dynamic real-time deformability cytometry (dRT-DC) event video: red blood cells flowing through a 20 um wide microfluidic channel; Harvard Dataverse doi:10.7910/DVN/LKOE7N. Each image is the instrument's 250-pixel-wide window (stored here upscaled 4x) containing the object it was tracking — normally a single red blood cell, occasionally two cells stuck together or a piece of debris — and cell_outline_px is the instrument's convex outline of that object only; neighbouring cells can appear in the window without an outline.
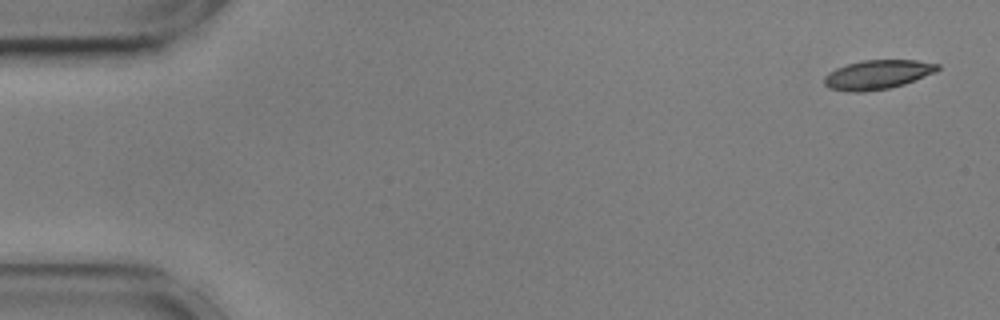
{"species": "common noctule bat (a hibernating species)", "species_latin": "Nyctalus noctula", "temperature_condition": "cold", "stored_images_in_passage": 55, "camera_frame_rate_fps": 3000, "um_per_image_px": 0.085, "animal": {"sex": "male", "body_mass_g": 17.9, "forearm_length_mm": 54.2}, "frame": {"image": 1, "passage_image": 1, "time_ms": 0.0, "image_size_px": [1000, 320], "cell_outline_px": [[940, 68], [936, 72], [904, 84], [888, 88], [864, 92], [848, 92], [828, 88], [824, 84], [824, 76], [828, 72], [836, 68], [848, 64], [864, 60], [916, 60], [940, 64]], "centroid_in_image_um": [74.57, 6.34], "position_along_channel_um": 10.4, "area_um2": 19.36}}
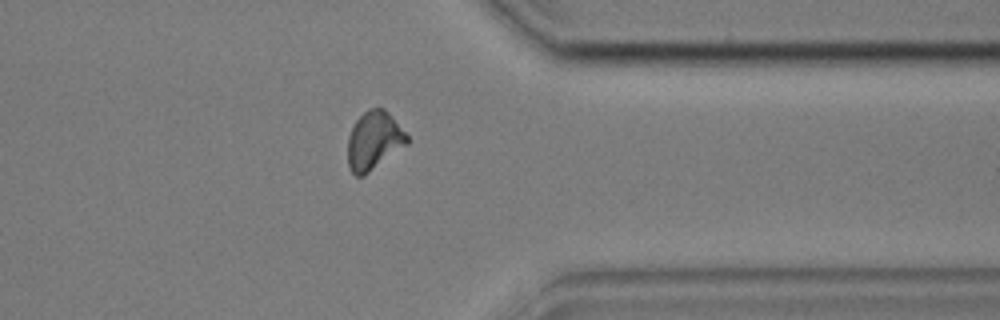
{"frame": {"image": 2, "passage_image": 43, "time_ms": 14.0, "image_size_px": [1000, 320], "cell_outline_px": [[408, 144], [364, 176], [356, 176], [348, 168], [348, 136], [356, 120], [368, 108], [384, 108], [392, 116], [408, 136]], "centroid_in_image_um": [31.78, 11.96], "position_along_channel_um": 379.6, "area_um2": 20.17}}
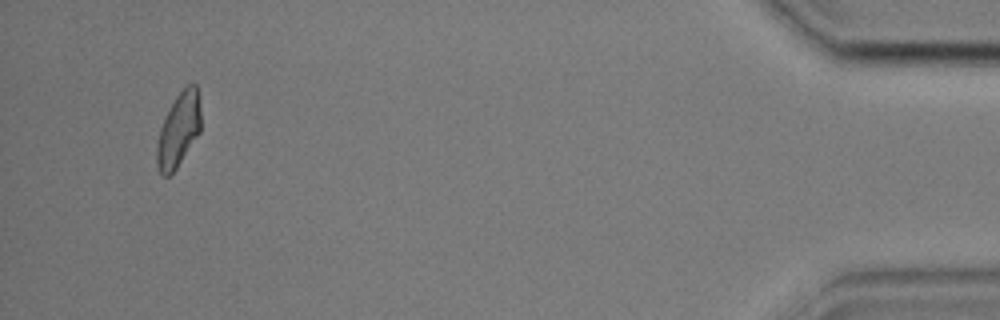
{"frame": {"image": 3, "passage_image": 52, "time_ms": 17.0, "image_size_px": [1000, 320], "cell_outline_px": [[200, 132], [176, 168], [168, 176], [164, 176], [156, 168], [156, 144], [160, 128], [176, 96], [188, 84], [196, 84], [200, 108]], "centroid_in_image_um": [15.16, 11.07], "position_along_channel_um": 420.0, "area_um2": 18.67}, "authors_computed_cell_mechanics": {"area_um2": 19.7098, "velocity_mm_per_s": 3.5843, "shape_relaxation_time_tau1_ms": 4.3938, "shape_relaxation_time_tau2_ms": 1.6352, "deformation_change_tau1": 0.1686, "deformation_change_tau2": 0.0813}}